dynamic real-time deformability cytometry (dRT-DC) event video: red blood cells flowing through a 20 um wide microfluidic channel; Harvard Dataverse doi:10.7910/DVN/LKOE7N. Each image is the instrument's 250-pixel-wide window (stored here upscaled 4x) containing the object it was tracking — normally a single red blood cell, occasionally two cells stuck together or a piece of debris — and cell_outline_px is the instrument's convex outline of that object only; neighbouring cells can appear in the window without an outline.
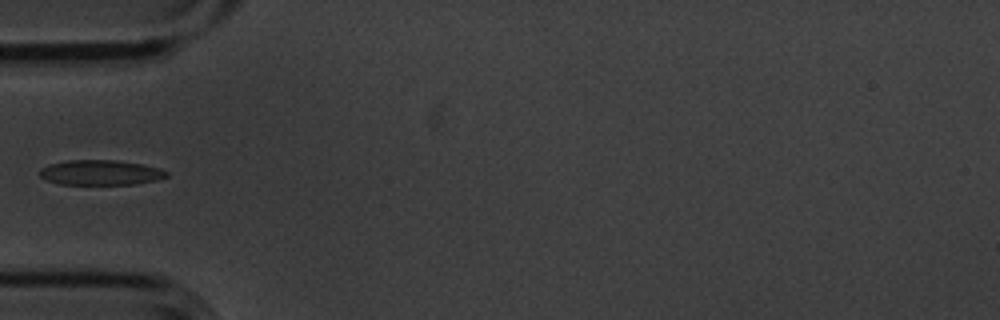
{"species": "common noctule bat (a hibernating species)", "species_latin": "Nyctalus noctula", "temperature_condition": "cold", "stored_images_in_passage": 6, "camera_frame_rate_fps": 3000, "um_per_image_px": 0.085, "animal": {"sex": "male", "body_mass_g": 20.1, "forearm_length_mm": 53.5}, "frame": {"image": 1, "passage_image": 5, "time_ms": 1.333, "image_size_px": [1000, 320], "cell_outline_px": [[168, 176], [156, 180], [136, 184], [60, 184], [44, 180], [40, 176], [40, 168], [48, 164], [68, 160], [116, 160], [144, 164], [160, 168], [168, 172]], "centroid_in_image_um": [8.54, 14.66], "position_along_channel_um": 76.5, "area_um2": 18.67}}
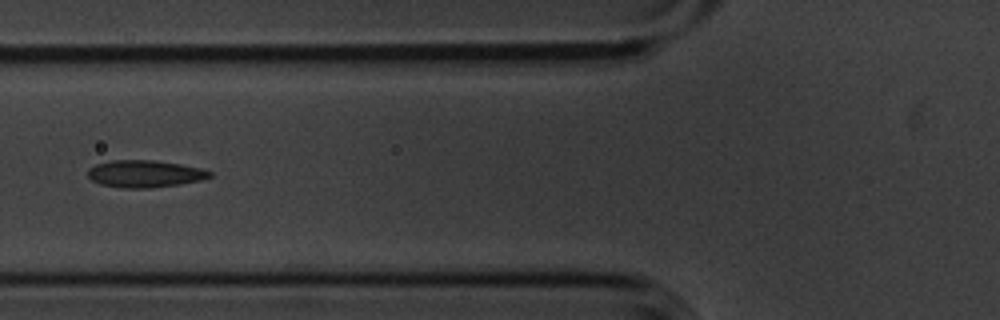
{"frame": {"image": 2, "passage_image": 6, "time_ms": 1.667, "image_size_px": [1000, 320], "cell_outline_px": [[212, 176], [200, 180], [180, 184], [148, 188], [120, 188], [100, 184], [92, 180], [88, 176], [88, 168], [96, 164], [112, 160], [152, 160], [180, 164], [200, 168], [212, 172]], "centroid_in_image_um": [12.28, 14.77], "position_along_channel_um": 113.5, "area_um2": 19.25}}